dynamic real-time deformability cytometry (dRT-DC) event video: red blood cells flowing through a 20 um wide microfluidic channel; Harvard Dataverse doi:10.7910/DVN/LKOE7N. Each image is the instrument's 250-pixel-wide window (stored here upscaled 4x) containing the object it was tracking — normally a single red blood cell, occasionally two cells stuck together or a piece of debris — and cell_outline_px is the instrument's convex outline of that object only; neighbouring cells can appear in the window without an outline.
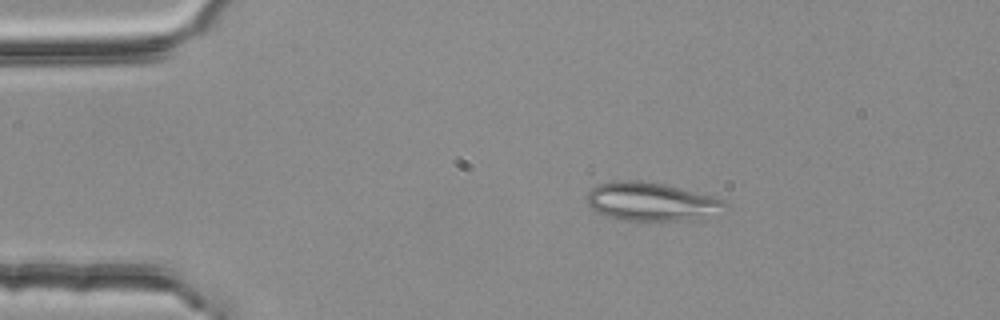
{"species": "common noctule bat (a hibernating species)", "species_latin": "Nyctalus noctula", "temperature_condition": "room temperature", "stored_images_in_passage": 2, "camera_frame_rate_fps": 3000, "um_per_image_px": 0.085, "animal": {"sex": "female", "body_mass_g": 25.1}, "frame": {"image": 1, "passage_image": 1, "time_ms": 0.0, "image_size_px": [1000, 320], "cell_outline_px": [[724, 216], [680, 220], [620, 220], [608, 216], [592, 208], [584, 200], [584, 196], [596, 184], [612, 180], [628, 180], [664, 184], [724, 200]], "centroid_in_image_um": [55.35, 17.15], "position_along_channel_um": 29.7, "area_um2": 30.98}}